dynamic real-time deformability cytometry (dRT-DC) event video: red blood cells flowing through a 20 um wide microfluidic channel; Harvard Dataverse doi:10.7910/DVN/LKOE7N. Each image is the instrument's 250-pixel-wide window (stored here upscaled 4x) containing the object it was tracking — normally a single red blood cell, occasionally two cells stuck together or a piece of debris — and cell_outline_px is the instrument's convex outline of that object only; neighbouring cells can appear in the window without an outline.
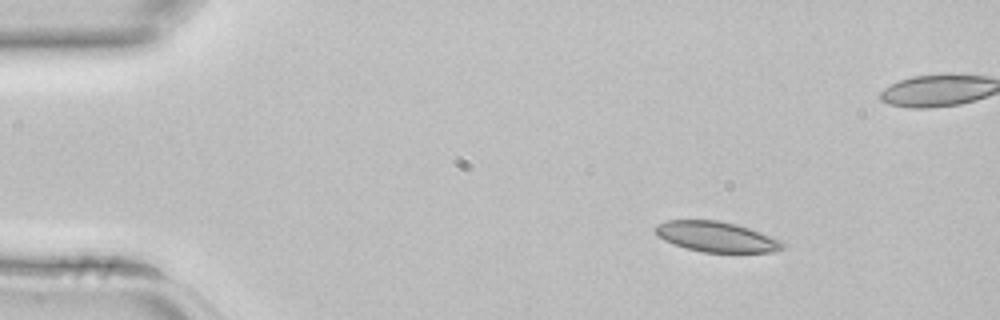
{"species": "common noctule bat (a hibernating species)", "species_latin": "Nyctalus noctula", "temperature_condition": "room temperature", "stored_images_in_passage": 4, "camera_frame_rate_fps": 3000, "um_per_image_px": 0.085, "animal": {"sex": "female", "body_mass_g": 22.7, "forearm_length_mm": 54.2}, "frame": {"image": 1, "passage_image": 1, "time_ms": 0.0, "image_size_px": [1000, 320], "cell_outline_px": [[784, 248], [772, 252], [704, 252], [672, 244], [656, 236], [652, 228], [656, 224], [668, 220], [716, 220], [736, 224], [784, 240]], "centroid_in_image_um": [60.87, 20.12], "position_along_channel_um": 24.1, "area_um2": 22.66}}